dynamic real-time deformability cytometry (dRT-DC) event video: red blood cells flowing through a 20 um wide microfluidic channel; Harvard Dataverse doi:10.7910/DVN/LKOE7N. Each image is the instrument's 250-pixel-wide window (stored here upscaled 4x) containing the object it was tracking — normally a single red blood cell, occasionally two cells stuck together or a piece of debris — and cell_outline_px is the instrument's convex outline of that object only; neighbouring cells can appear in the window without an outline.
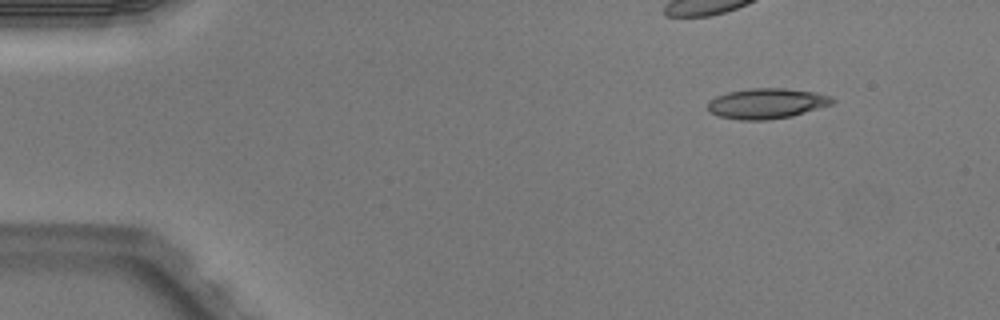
{"species": "Egyptian fruit bat (a non-hibernating species)", "species_latin": "Rousettus aegyptiacus", "temperature_condition": "warm", "stored_images_in_passage": 3, "camera_frame_rate_fps": 3000, "um_per_image_px": 0.085, "animal": {"sex": "male"}, "frame": {"image": 1, "passage_image": 1, "time_ms": 0.0, "image_size_px": [1000, 320], "cell_outline_px": [[836, 100], [832, 104], [792, 116], [768, 120], [740, 120], [716, 116], [708, 112], [708, 100], [716, 96], [728, 92], [748, 88], [784, 88], [816, 92], [828, 96]], "centroid_in_image_um": [65.12, 8.8], "position_along_channel_um": 19.9, "area_um2": 22.2}}